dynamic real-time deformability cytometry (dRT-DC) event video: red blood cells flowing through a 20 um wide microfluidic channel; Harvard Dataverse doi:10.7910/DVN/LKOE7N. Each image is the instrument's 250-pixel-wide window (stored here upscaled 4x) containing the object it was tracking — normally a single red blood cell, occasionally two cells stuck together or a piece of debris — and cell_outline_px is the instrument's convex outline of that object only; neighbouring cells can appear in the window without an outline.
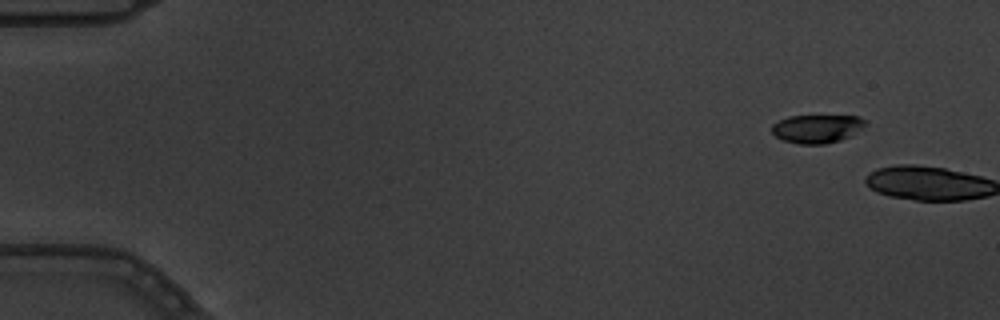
{"species": "common noctule bat (a hibernating species)", "species_latin": "Nyctalus noctula", "temperature_condition": "warm", "stored_images_in_passage": 2, "camera_frame_rate_fps": 3000, "um_per_image_px": 0.085, "animal": {"sex": "male", "body_mass_g": 19.5, "forearm_length_mm": 54.6}, "frame": {"image": 1, "passage_image": 1, "time_ms": 0.0, "image_size_px": [1000, 320], "cell_outline_px": [[864, 124], [852, 136], [840, 140], [824, 144], [800, 144], [784, 140], [776, 136], [772, 132], [772, 124], [788, 116], [860, 116], [864, 120]], "centroid_in_image_um": [69.42, 10.94], "position_along_channel_um": 15.6, "area_um2": 15.26}}